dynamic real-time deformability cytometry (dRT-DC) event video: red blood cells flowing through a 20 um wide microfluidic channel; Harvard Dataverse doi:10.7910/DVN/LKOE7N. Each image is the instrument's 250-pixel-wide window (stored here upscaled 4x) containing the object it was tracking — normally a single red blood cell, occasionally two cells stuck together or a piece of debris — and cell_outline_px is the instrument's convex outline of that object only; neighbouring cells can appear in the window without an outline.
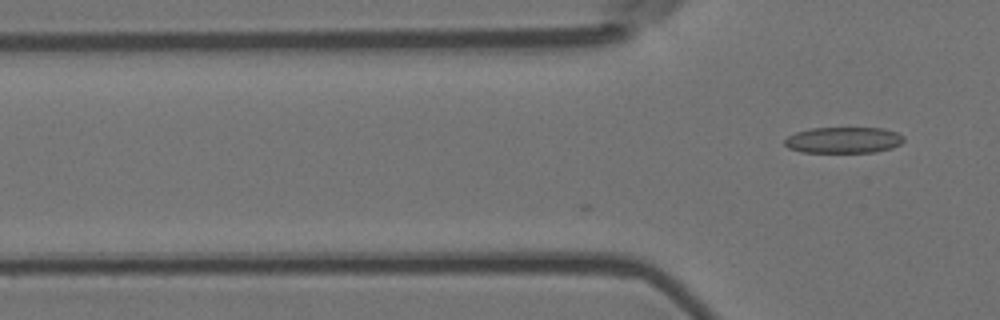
{"species": "Egyptian fruit bat (a non-hibernating species)", "species_latin": "Rousettus aegyptiacus", "temperature_condition": "room temperature", "stored_images_in_passage": 2, "camera_frame_rate_fps": 3000, "um_per_image_px": 0.085, "animal": {"sex": "female"}, "frame": {"image": 1, "passage_image": 2, "time_ms": 0.333, "image_size_px": [1000, 320], "cell_outline_px": [[904, 140], [900, 144], [892, 148], [876, 152], [800, 152], [788, 148], [784, 144], [784, 140], [788, 136], [796, 132], [812, 128], [884, 128], [896, 132], [904, 136]], "centroid_in_image_um": [71.7, 11.91], "position_along_channel_um": 54.1, "area_um2": 18.21}}